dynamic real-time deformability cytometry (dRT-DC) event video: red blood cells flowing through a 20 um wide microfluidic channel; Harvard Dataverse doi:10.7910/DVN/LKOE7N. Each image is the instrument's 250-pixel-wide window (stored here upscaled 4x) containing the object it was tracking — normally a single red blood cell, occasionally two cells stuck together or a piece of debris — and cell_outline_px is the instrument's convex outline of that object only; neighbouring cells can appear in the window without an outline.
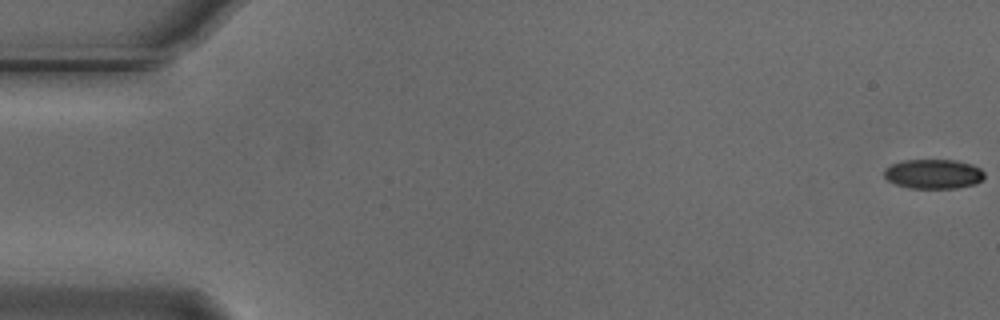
{"species": "Egyptian fruit bat (a non-hibernating species)", "species_latin": "Rousettus aegyptiacus", "temperature_condition": "cold", "stored_images_in_passage": 5, "camera_frame_rate_fps": 3000, "um_per_image_px": 0.085, "animal": {"sex": "male"}, "frame": {"image": 1, "passage_image": 1, "time_ms": 0.0, "image_size_px": [1000, 320], "cell_outline_px": [[984, 176], [976, 184], [956, 188], [908, 188], [896, 184], [888, 180], [884, 176], [884, 168], [892, 164], [904, 160], [956, 160], [972, 164], [980, 168], [984, 172]], "centroid_in_image_um": [79.34, 14.78], "position_along_channel_um": 5.7, "area_um2": 17.28}}